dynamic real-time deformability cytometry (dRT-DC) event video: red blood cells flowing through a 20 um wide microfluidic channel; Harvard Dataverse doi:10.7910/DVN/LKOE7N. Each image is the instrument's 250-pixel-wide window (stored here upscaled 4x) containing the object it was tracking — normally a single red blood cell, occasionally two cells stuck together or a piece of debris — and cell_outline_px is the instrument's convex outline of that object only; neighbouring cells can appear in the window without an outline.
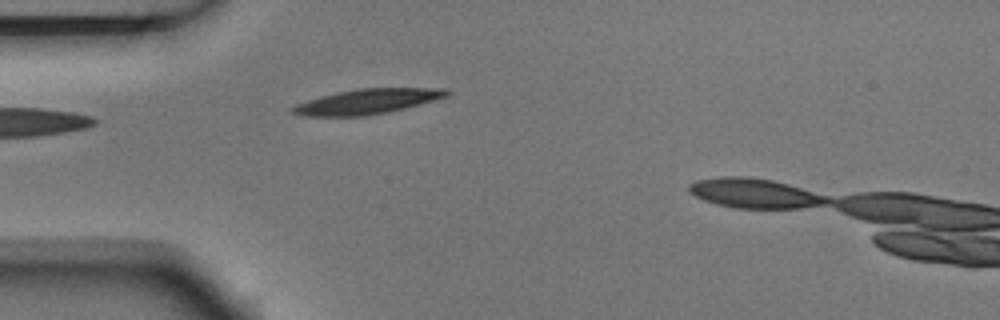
{"species": "Egyptian fruit bat (a non-hibernating species)", "species_latin": "Rousettus aegyptiacus", "temperature_condition": "room temperature", "stored_images_in_passage": 4, "camera_frame_rate_fps": 3000, "um_per_image_px": 0.085, "animal": {"sex": "male"}, "frame": {"image": 1, "passage_image": 4, "time_ms": 1.0, "image_size_px": [1000, 320], "cell_outline_px": [[452, 92], [448, 96], [404, 108], [388, 112], [368, 116], [304, 116], [292, 112], [292, 108], [296, 104], [320, 96], [336, 92], [360, 88], [444, 88]], "centroid_in_image_um": [31.23, 8.62], "position_along_channel_um": 53.8, "area_um2": 22.37}}